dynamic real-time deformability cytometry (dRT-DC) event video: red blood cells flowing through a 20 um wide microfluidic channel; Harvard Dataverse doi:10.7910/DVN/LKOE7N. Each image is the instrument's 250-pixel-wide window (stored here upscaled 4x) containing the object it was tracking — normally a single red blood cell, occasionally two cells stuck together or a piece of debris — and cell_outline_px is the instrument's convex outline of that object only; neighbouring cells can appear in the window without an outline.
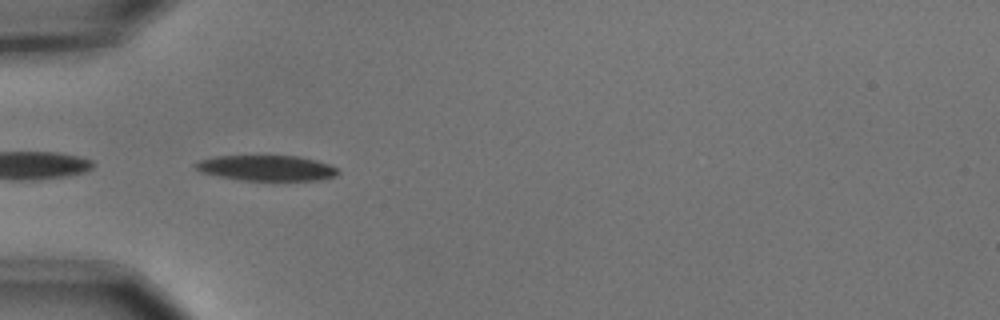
{"species": "common noctule bat (a hibernating species)", "species_latin": "Nyctalus noctula", "temperature_condition": "cold", "stored_images_in_passage": 11, "camera_frame_rate_fps": 3000, "um_per_image_px": 0.085, "animal": {"sex": "male", "body_mass_g": 15.6}, "frame": {"image": 1, "passage_image": 5, "time_ms": 1.333, "image_size_px": [1000, 320], "cell_outline_px": [[340, 172], [336, 176], [320, 180], [240, 180], [200, 172], [192, 164], [200, 160], [212, 156], [300, 156], [316, 160], [328, 164], [336, 168]], "centroid_in_image_um": [22.65, 14.28], "position_along_channel_um": 62.3, "area_um2": 21.15}}
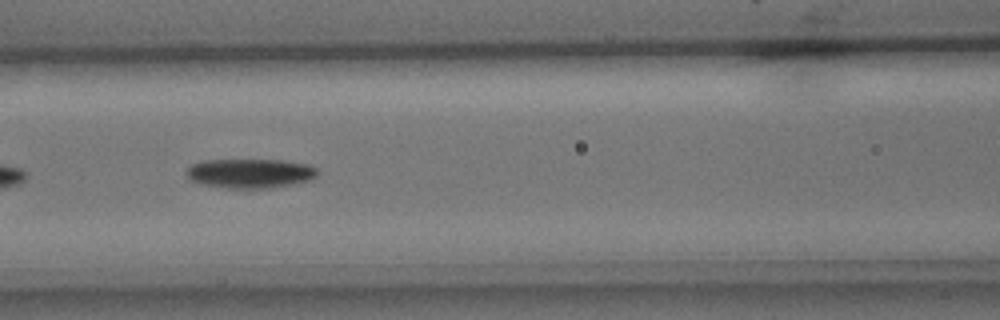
{"frame": {"image": 2, "passage_image": 7, "time_ms": 2.0, "image_size_px": [1000, 320], "cell_outline_px": [[320, 172], [312, 180], [292, 184], [268, 188], [228, 188], [204, 184], [192, 180], [184, 172], [192, 164], [204, 160], [280, 160], [308, 164], [316, 168]], "centroid_in_image_um": [21.3, 14.73], "position_along_channel_um": 145.3, "area_um2": 22.37}}
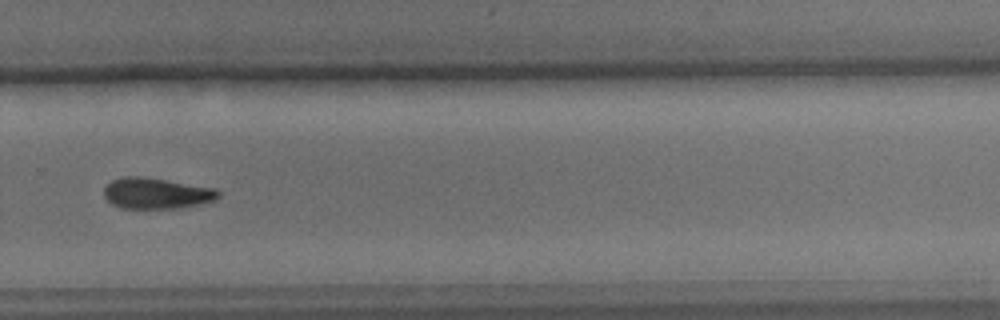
{"frame": {"image": 3, "passage_image": 11, "time_ms": 3.333, "image_size_px": [1000, 320], "cell_outline_px": [[220, 196], [212, 200], [200, 204], [176, 208], [120, 208], [112, 204], [104, 196], [104, 188], [112, 180], [124, 176], [144, 176], [216, 188], [220, 192]], "centroid_in_image_um": [13.29, 16.42], "position_along_channel_um": 316.5, "area_um2": 20.63}}